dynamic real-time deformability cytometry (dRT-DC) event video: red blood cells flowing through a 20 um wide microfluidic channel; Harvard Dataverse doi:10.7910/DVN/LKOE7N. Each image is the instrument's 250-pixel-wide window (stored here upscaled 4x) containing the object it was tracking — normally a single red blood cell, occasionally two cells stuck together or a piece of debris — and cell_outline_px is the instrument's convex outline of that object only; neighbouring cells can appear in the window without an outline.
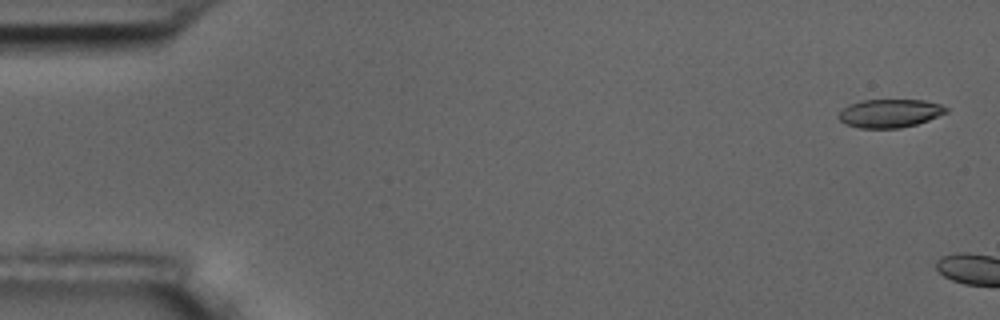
{"species": "common noctule bat (a hibernating species)", "species_latin": "Nyctalus noctula", "temperature_condition": "room temperature", "stored_images_in_passage": 2, "camera_frame_rate_fps": 3000, "um_per_image_px": 0.085, "animal": {"sex": "male", "body_mass_g": 17.5, "forearm_length_mm": 52.3}, "frame": {"image": 1, "passage_image": 1, "time_ms": 0.0, "image_size_px": [1000, 320], "cell_outline_px": [[948, 112], [928, 120], [916, 124], [900, 128], [860, 128], [844, 124], [840, 120], [840, 112], [848, 104], [864, 100], [924, 100], [940, 104], [948, 108]], "centroid_in_image_um": [75.65, 9.63], "position_along_channel_um": 9.4, "area_um2": 17.69}}